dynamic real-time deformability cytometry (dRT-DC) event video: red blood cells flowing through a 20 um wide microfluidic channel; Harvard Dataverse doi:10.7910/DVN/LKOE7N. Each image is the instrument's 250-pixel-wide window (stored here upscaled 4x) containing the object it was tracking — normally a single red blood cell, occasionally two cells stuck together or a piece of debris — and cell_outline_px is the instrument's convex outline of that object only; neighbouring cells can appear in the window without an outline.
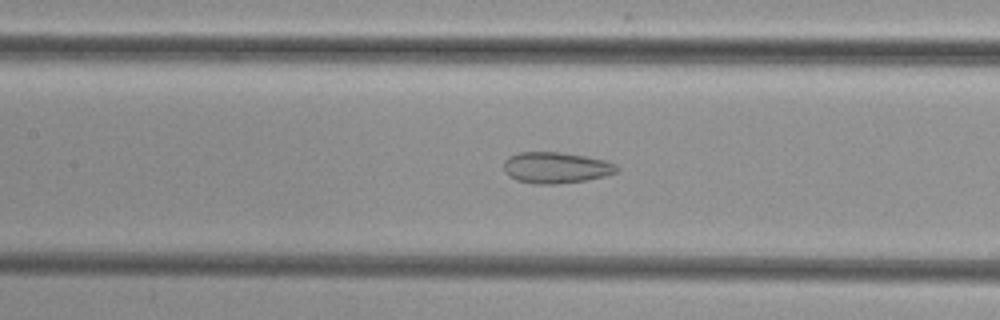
{"species": "common noctule bat (a hibernating species)", "species_latin": "Nyctalus noctula", "temperature_condition": "cold", "stored_images_in_passage": 52, "camera_frame_rate_fps": 3000, "um_per_image_px": 0.085, "animal": {"sex": "female", "body_mass_g": 29.2, "forearm_length_mm": 56.3}, "frame": {"image": 1, "passage_image": 24, "time_ms": 7.667, "image_size_px": [1000, 320], "cell_outline_px": [[620, 168], [616, 172], [604, 176], [584, 180], [556, 184], [536, 184], [516, 180], [508, 176], [504, 172], [504, 160], [508, 156], [520, 152], [560, 152], [584, 156], [604, 160], [616, 164]], "centroid_in_image_um": [47.22, 14.25], "position_along_channel_um": 160.2, "area_um2": 20.52}}
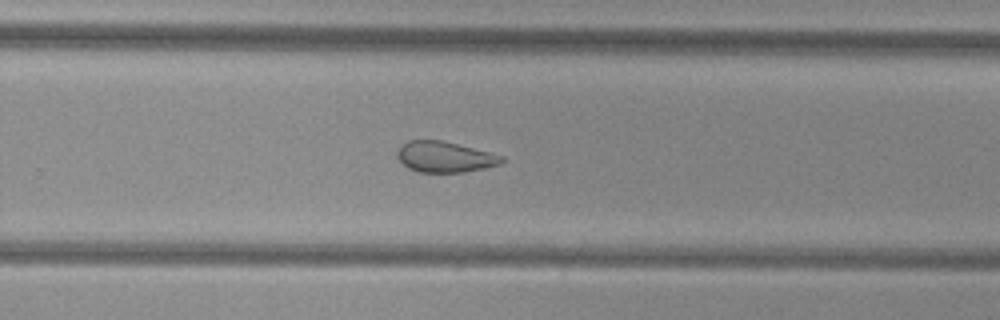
{"frame": {"image": 2, "passage_image": 34, "time_ms": 11.0, "image_size_px": [1000, 320], "cell_outline_px": [[504, 160], [500, 164], [484, 168], [464, 172], [416, 172], [400, 164], [396, 156], [396, 152], [400, 144], [408, 140], [440, 140], [504, 156]], "centroid_in_image_um": [37.72, 13.34], "position_along_channel_um": 292.1, "area_um2": 18.84}}
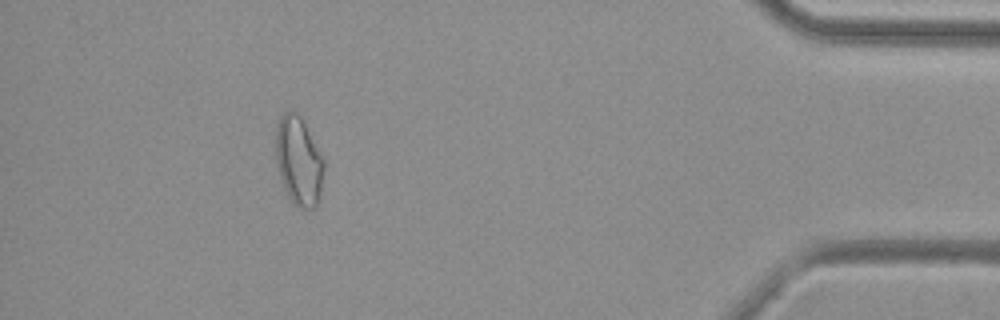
{"frame": {"image": 3, "passage_image": 47, "time_ms": 15.333, "image_size_px": [1000, 320], "cell_outline_px": [[324, 172], [320, 200], [316, 208], [300, 208], [292, 204], [280, 180], [276, 160], [276, 124], [280, 116], [284, 112], [296, 112], [300, 116], [320, 152], [324, 160]], "centroid_in_image_um": [25.39, 13.74], "position_along_channel_um": 409.8, "area_um2": 25.14}}